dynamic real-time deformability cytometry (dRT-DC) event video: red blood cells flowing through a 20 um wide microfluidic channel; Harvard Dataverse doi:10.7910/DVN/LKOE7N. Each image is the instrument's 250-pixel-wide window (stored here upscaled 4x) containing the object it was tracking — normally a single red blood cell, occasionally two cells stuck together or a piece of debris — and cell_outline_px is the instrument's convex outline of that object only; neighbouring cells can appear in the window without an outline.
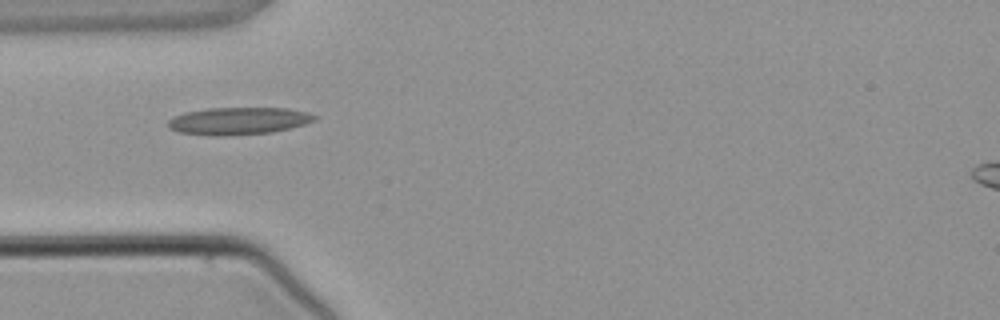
{"species": "common noctule bat (a hibernating species)", "species_latin": "Nyctalus noctula", "temperature_condition": "warm", "stored_images_in_passage": 3, "camera_frame_rate_fps": 3000, "um_per_image_px": 0.085, "animal": {"sex": "male", "body_mass_g": 21.5, "forearm_length_mm": 52.0}, "frame": {"image": 1, "passage_image": 2, "time_ms": 2.333, "image_size_px": [1000, 320], "cell_outline_px": [[320, 116], [316, 120], [304, 124], [272, 132], [228, 136], [212, 136], [180, 132], [168, 128], [168, 120], [172, 116], [184, 112], [208, 108], [288, 108], [308, 112]], "centroid_in_image_um": [20.27, 10.27], "position_along_channel_um": 64.7, "area_um2": 23.58}}
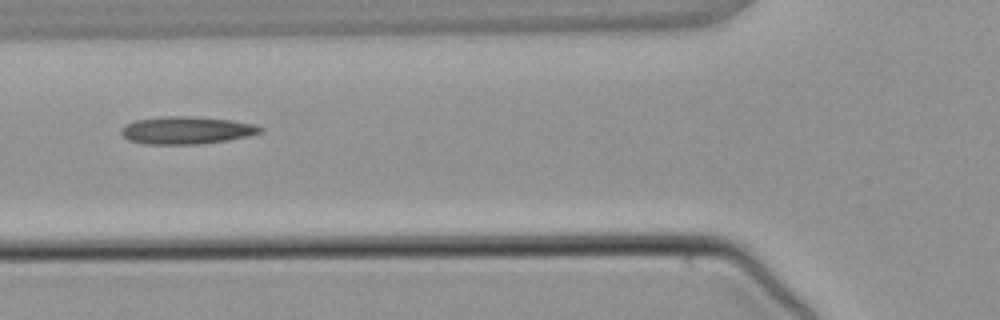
{"frame": {"image": 2, "passage_image": 3, "time_ms": 3.333, "image_size_px": [1000, 320], "cell_outline_px": [[264, 128], [260, 132], [248, 136], [228, 140], [204, 144], [144, 144], [128, 140], [120, 132], [120, 128], [136, 120], [160, 116], [188, 116], [232, 120], [252, 124]], "centroid_in_image_um": [15.83, 11.08], "position_along_channel_um": 110.0, "area_um2": 22.31}}